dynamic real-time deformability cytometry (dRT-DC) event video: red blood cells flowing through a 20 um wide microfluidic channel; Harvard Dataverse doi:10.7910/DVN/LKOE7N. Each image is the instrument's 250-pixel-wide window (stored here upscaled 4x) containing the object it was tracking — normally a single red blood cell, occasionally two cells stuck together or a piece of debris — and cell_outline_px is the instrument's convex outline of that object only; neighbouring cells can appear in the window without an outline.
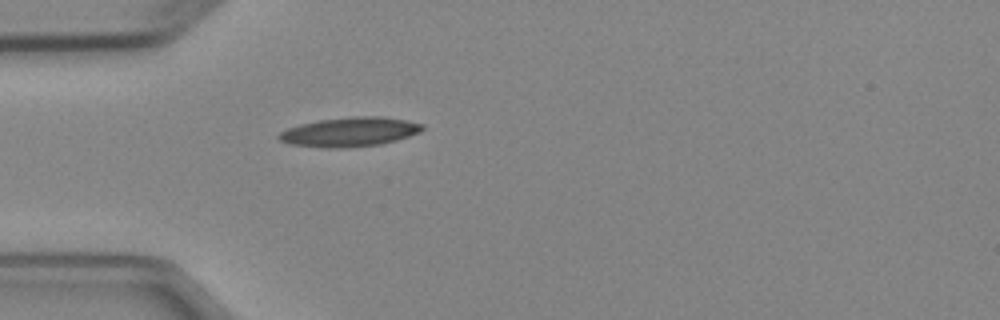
{"species": "Egyptian fruit bat (a non-hibernating species)", "species_latin": "Rousettus aegyptiacus", "temperature_condition": "cold", "stored_images_in_passage": 1, "camera_frame_rate_fps": 3000, "um_per_image_px": 0.085, "animal": {"sex": "female"}, "frame": {"image": 1, "passage_image": 1, "time_ms": 0.0, "image_size_px": [1000, 320], "cell_outline_px": [[424, 128], [420, 132], [396, 140], [380, 144], [344, 148], [328, 148], [292, 144], [280, 140], [276, 136], [280, 132], [288, 128], [300, 124], [320, 120], [352, 116], [380, 116], [404, 120], [424, 124]], "centroid_in_image_um": [29.73, 11.21], "position_along_channel_um": 55.3, "area_um2": 24.33}}